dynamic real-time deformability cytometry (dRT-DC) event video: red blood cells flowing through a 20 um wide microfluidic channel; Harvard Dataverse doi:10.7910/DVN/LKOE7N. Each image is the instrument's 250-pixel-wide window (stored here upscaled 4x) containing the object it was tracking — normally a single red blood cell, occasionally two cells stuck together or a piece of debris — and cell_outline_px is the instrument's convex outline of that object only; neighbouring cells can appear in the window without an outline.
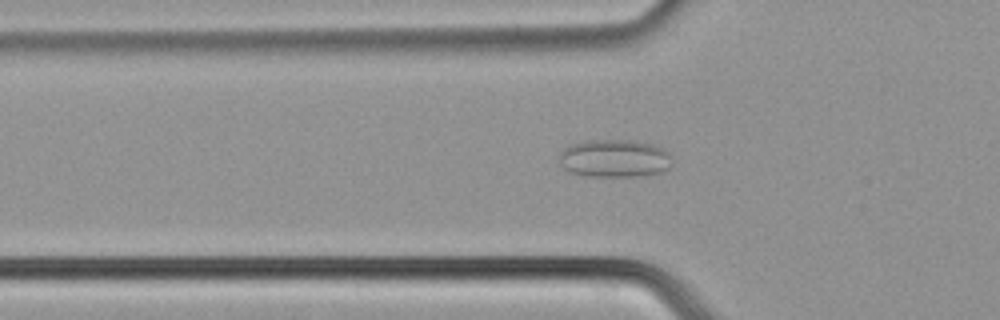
{"species": "common noctule bat (a hibernating species)", "species_latin": "Nyctalus noctula", "temperature_condition": "cold", "stored_images_in_passage": 50, "camera_frame_rate_fps": 3000, "um_per_image_px": 0.085, "animal": {"sex": "male", "body_mass_g": 21.5, "forearm_length_mm": 52.0}, "frame": {"image": 1, "passage_image": 17, "time_ms": 5.333, "image_size_px": [1000, 320], "cell_outline_px": [[668, 168], [664, 172], [636, 176], [588, 176], [568, 172], [560, 164], [560, 152], [568, 144], [588, 140], [632, 140], [652, 144], [668, 152]], "centroid_in_image_um": [52.16, 13.46], "position_along_channel_um": 73.6, "area_um2": 24.8}}
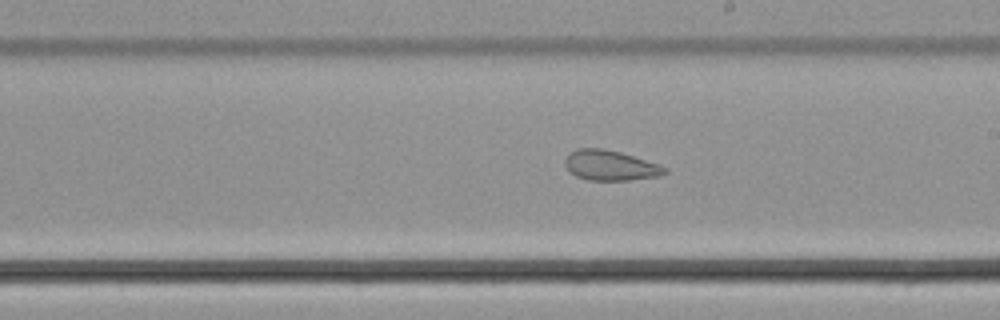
{"frame": {"image": 2, "passage_image": 29, "time_ms": 9.333, "image_size_px": [1000, 320], "cell_outline_px": [[668, 172], [660, 176], [628, 180], [588, 180], [576, 176], [568, 172], [564, 164], [564, 160], [576, 148], [604, 148], [620, 152], [660, 164], [668, 168]], "centroid_in_image_um": [51.88, 14.06], "position_along_channel_um": 237.1, "area_um2": 17.69}}
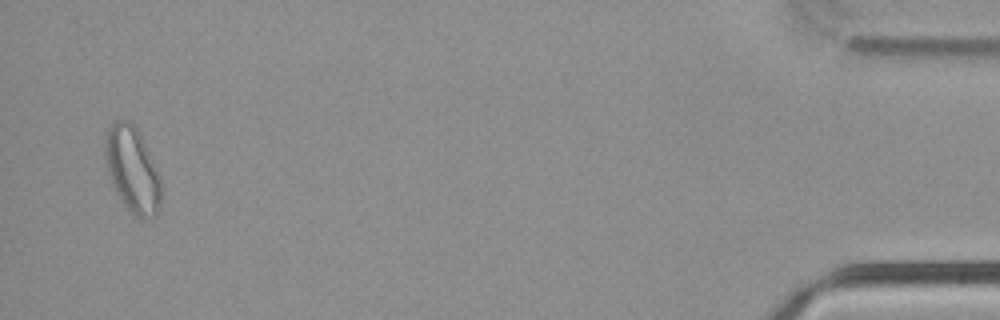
{"frame": {"image": 3, "passage_image": 49, "time_ms": 16.0, "image_size_px": [1000, 320], "cell_outline_px": [[160, 204], [156, 216], [144, 220], [136, 216], [124, 204], [116, 192], [112, 184], [104, 152], [104, 136], [108, 128], [116, 120], [128, 120], [140, 132], [160, 176]], "centroid_in_image_um": [11.25, 14.4], "position_along_channel_um": 424.0, "area_um2": 27.8}}